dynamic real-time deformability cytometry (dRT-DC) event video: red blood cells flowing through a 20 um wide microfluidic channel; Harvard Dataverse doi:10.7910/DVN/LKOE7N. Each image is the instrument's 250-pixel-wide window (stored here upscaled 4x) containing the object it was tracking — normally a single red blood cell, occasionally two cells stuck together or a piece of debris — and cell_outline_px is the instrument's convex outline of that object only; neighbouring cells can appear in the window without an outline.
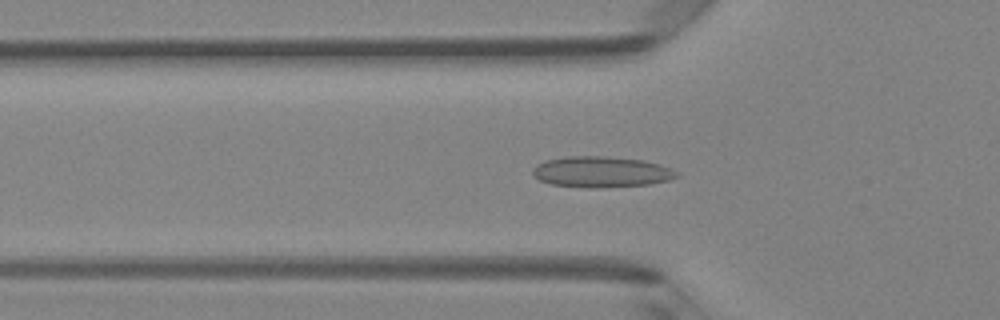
{"species": "Egyptian fruit bat (a non-hibernating species)", "species_latin": "Rousettus aegyptiacus", "temperature_condition": "room temperature", "stored_images_in_passage": 48, "camera_frame_rate_fps": 3000, "um_per_image_px": 0.085, "animal": {"sex": "female"}, "frame": {"image": 1, "passage_image": 16, "time_ms": 5.0, "image_size_px": [1000, 320], "cell_outline_px": [[680, 176], [672, 180], [648, 184], [600, 188], [588, 188], [552, 184], [540, 180], [532, 176], [532, 168], [536, 164], [544, 160], [564, 156], [604, 156], [644, 160], [660, 164], [672, 168], [680, 172]], "centroid_in_image_um": [51.13, 14.61], "position_along_channel_um": 74.7, "area_um2": 26.41}}
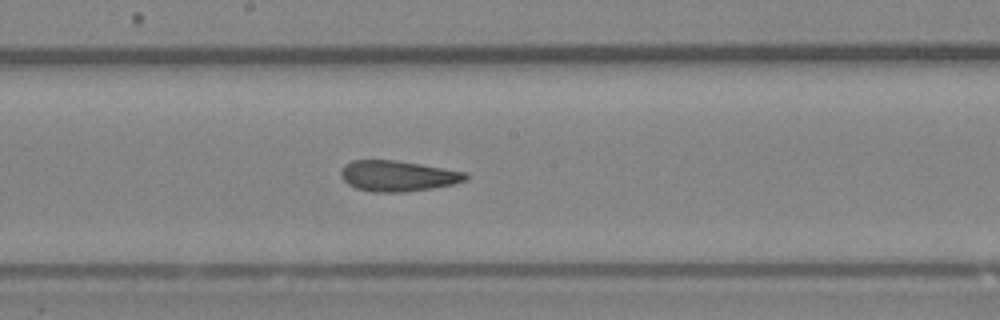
{"frame": {"image": 2, "passage_image": 26, "time_ms": 8.333, "image_size_px": [1000, 320], "cell_outline_px": [[468, 180], [452, 184], [432, 188], [404, 192], [372, 192], [356, 188], [348, 184], [340, 176], [340, 172], [344, 164], [352, 160], [396, 160], [468, 172]], "centroid_in_image_um": [33.81, 14.95], "position_along_channel_um": 214.4, "area_um2": 22.43}}
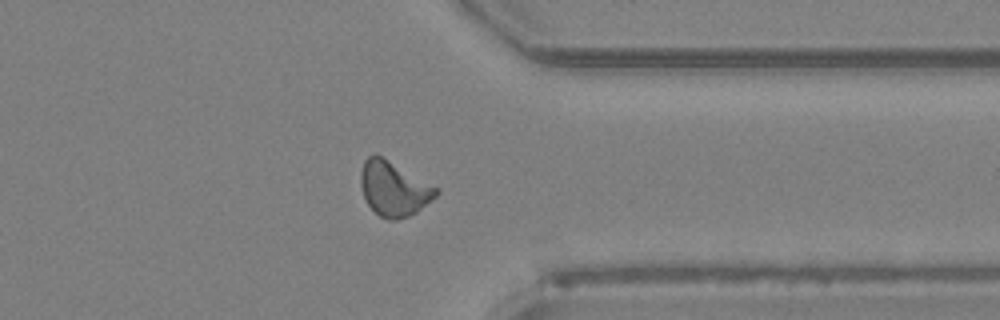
{"frame": {"image": 3, "passage_image": 38, "time_ms": 12.333, "image_size_px": [1000, 320], "cell_outline_px": [[440, 192], [432, 200], [416, 212], [408, 216], [396, 220], [388, 220], [380, 216], [368, 204], [364, 196], [360, 184], [360, 172], [364, 160], [368, 156], [376, 152], [440, 188]], "centroid_in_image_um": [33.48, 16.0], "position_along_channel_um": 377.9, "area_um2": 24.33}, "authors_computed_cell_mechanics": {"area_um2": 22.6576, "velocity_mm_per_s": 4.1878, "shape_relaxation_time_tau1_ms": null, "shape_relaxation_time_tau2_ms": 3.5062, "deformation_change_tau1": null, "deformation_change_tau2": 0.1047}}